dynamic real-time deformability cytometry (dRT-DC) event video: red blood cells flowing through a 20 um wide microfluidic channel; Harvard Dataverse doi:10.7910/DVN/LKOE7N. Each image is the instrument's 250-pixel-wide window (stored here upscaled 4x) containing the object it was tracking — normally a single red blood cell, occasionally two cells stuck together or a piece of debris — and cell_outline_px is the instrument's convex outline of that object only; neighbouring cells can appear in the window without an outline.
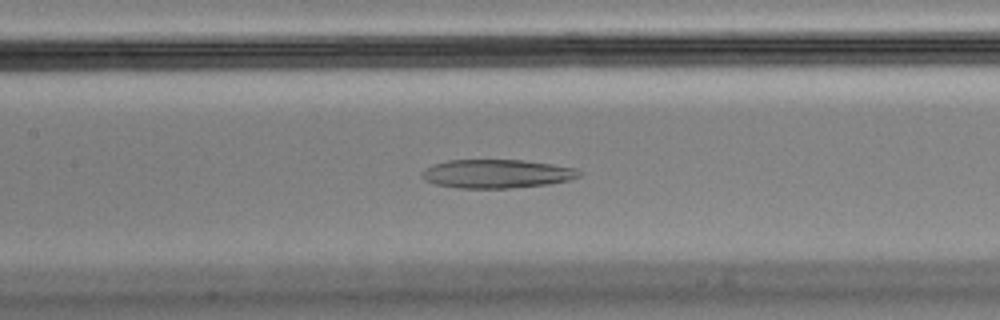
{"species": "Egyptian fruit bat (a non-hibernating species)", "species_latin": "Rousettus aegyptiacus", "temperature_condition": "cold", "stored_images_in_passage": 55, "camera_frame_rate_fps": 3000, "um_per_image_px": 0.085, "animal": {"sex": "male"}, "frame": {"image": 1, "passage_image": 25, "time_ms": 8.0, "image_size_px": [1000, 320], "cell_outline_px": [[584, 172], [580, 176], [568, 180], [548, 184], [508, 188], [460, 188], [436, 184], [424, 180], [420, 176], [420, 172], [424, 168], [448, 160], [524, 160], [552, 164], [576, 168]], "centroid_in_image_um": [42.22, 14.76], "position_along_channel_um": 165.2, "area_um2": 26.3}}
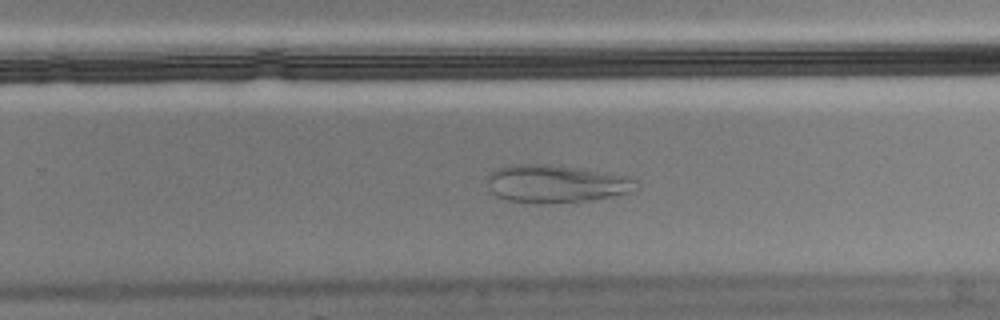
{"frame": {"image": 2, "passage_image": 35, "time_ms": 11.333, "image_size_px": [1000, 320], "cell_outline_px": [[636, 188], [632, 192], [592, 200], [508, 200], [496, 196], [488, 188], [488, 176], [492, 172], [508, 164], [540, 164], [580, 168], [636, 176]], "centroid_in_image_um": [47.35, 15.56], "position_along_channel_um": 282.5, "area_um2": 31.85}}